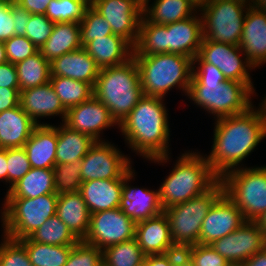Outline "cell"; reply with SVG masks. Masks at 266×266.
<instances>
[{"mask_svg": "<svg viewBox=\"0 0 266 266\" xmlns=\"http://www.w3.org/2000/svg\"><path fill=\"white\" fill-rule=\"evenodd\" d=\"M266 137V112L253 110L217 119L211 154L206 158L213 173L220 179L235 170ZM231 168V170H230ZM234 168V169H233Z\"/></svg>", "mask_w": 266, "mask_h": 266, "instance_id": "6da1fadb", "label": "cell"}, {"mask_svg": "<svg viewBox=\"0 0 266 266\" xmlns=\"http://www.w3.org/2000/svg\"><path fill=\"white\" fill-rule=\"evenodd\" d=\"M192 66V77L187 95L195 103L218 118L246 112L251 106L250 95L254 93L245 83L229 81L213 64L205 63L198 55Z\"/></svg>", "mask_w": 266, "mask_h": 266, "instance_id": "7a4b0ae2", "label": "cell"}, {"mask_svg": "<svg viewBox=\"0 0 266 266\" xmlns=\"http://www.w3.org/2000/svg\"><path fill=\"white\" fill-rule=\"evenodd\" d=\"M162 98L143 95L119 125L130 147L156 162L168 160L169 125Z\"/></svg>", "mask_w": 266, "mask_h": 266, "instance_id": "3957f363", "label": "cell"}, {"mask_svg": "<svg viewBox=\"0 0 266 266\" xmlns=\"http://www.w3.org/2000/svg\"><path fill=\"white\" fill-rule=\"evenodd\" d=\"M202 39V18L192 16L160 25L149 22L142 16L133 56L177 53L193 59L199 53Z\"/></svg>", "mask_w": 266, "mask_h": 266, "instance_id": "277c9868", "label": "cell"}, {"mask_svg": "<svg viewBox=\"0 0 266 266\" xmlns=\"http://www.w3.org/2000/svg\"><path fill=\"white\" fill-rule=\"evenodd\" d=\"M93 88L94 96L109 109L111 117L120 125L143 96L134 58L100 69Z\"/></svg>", "mask_w": 266, "mask_h": 266, "instance_id": "5b68a950", "label": "cell"}, {"mask_svg": "<svg viewBox=\"0 0 266 266\" xmlns=\"http://www.w3.org/2000/svg\"><path fill=\"white\" fill-rule=\"evenodd\" d=\"M218 180L205 157L183 154L158 190L163 210L203 194Z\"/></svg>", "mask_w": 266, "mask_h": 266, "instance_id": "8992f818", "label": "cell"}, {"mask_svg": "<svg viewBox=\"0 0 266 266\" xmlns=\"http://www.w3.org/2000/svg\"><path fill=\"white\" fill-rule=\"evenodd\" d=\"M133 58L139 70L143 95L163 98L176 85L188 93L192 77V58L177 53Z\"/></svg>", "mask_w": 266, "mask_h": 266, "instance_id": "52a82bcc", "label": "cell"}, {"mask_svg": "<svg viewBox=\"0 0 266 266\" xmlns=\"http://www.w3.org/2000/svg\"><path fill=\"white\" fill-rule=\"evenodd\" d=\"M223 193V185L218 180L203 194L164 210L169 221L173 243L179 250L183 251L186 247L200 244L202 222Z\"/></svg>", "mask_w": 266, "mask_h": 266, "instance_id": "ba28073f", "label": "cell"}, {"mask_svg": "<svg viewBox=\"0 0 266 266\" xmlns=\"http://www.w3.org/2000/svg\"><path fill=\"white\" fill-rule=\"evenodd\" d=\"M3 219L6 237L20 240L28 237L49 218L56 215L58 195L37 198H6Z\"/></svg>", "mask_w": 266, "mask_h": 266, "instance_id": "9c48e42d", "label": "cell"}, {"mask_svg": "<svg viewBox=\"0 0 266 266\" xmlns=\"http://www.w3.org/2000/svg\"><path fill=\"white\" fill-rule=\"evenodd\" d=\"M225 195L245 220L256 221L266 211V166L237 168L220 179Z\"/></svg>", "mask_w": 266, "mask_h": 266, "instance_id": "30bf717a", "label": "cell"}, {"mask_svg": "<svg viewBox=\"0 0 266 266\" xmlns=\"http://www.w3.org/2000/svg\"><path fill=\"white\" fill-rule=\"evenodd\" d=\"M247 0H209L203 7V38L226 44H240ZM246 2V3H245Z\"/></svg>", "mask_w": 266, "mask_h": 266, "instance_id": "8fae6325", "label": "cell"}, {"mask_svg": "<svg viewBox=\"0 0 266 266\" xmlns=\"http://www.w3.org/2000/svg\"><path fill=\"white\" fill-rule=\"evenodd\" d=\"M136 223L120 208L90 214V227L85 243L101 250L135 238Z\"/></svg>", "mask_w": 266, "mask_h": 266, "instance_id": "7c38bea8", "label": "cell"}, {"mask_svg": "<svg viewBox=\"0 0 266 266\" xmlns=\"http://www.w3.org/2000/svg\"><path fill=\"white\" fill-rule=\"evenodd\" d=\"M116 147L96 141L80 161L81 180H103L123 178L130 170V161Z\"/></svg>", "mask_w": 266, "mask_h": 266, "instance_id": "4fadbf2b", "label": "cell"}, {"mask_svg": "<svg viewBox=\"0 0 266 266\" xmlns=\"http://www.w3.org/2000/svg\"><path fill=\"white\" fill-rule=\"evenodd\" d=\"M210 246L230 264H243L266 246V235L256 221L246 220L238 229Z\"/></svg>", "mask_w": 266, "mask_h": 266, "instance_id": "5bb4252c", "label": "cell"}, {"mask_svg": "<svg viewBox=\"0 0 266 266\" xmlns=\"http://www.w3.org/2000/svg\"><path fill=\"white\" fill-rule=\"evenodd\" d=\"M91 6L110 24L112 33L126 39L133 47L139 37L143 8L136 0H92Z\"/></svg>", "mask_w": 266, "mask_h": 266, "instance_id": "9a60e30c", "label": "cell"}, {"mask_svg": "<svg viewBox=\"0 0 266 266\" xmlns=\"http://www.w3.org/2000/svg\"><path fill=\"white\" fill-rule=\"evenodd\" d=\"M240 50L239 45L208 41L203 38L198 56L205 63L216 66L227 80L243 82L253 91L251 78L246 67L254 68V66L248 61L242 62L239 56L242 52Z\"/></svg>", "mask_w": 266, "mask_h": 266, "instance_id": "2e32d148", "label": "cell"}, {"mask_svg": "<svg viewBox=\"0 0 266 266\" xmlns=\"http://www.w3.org/2000/svg\"><path fill=\"white\" fill-rule=\"evenodd\" d=\"M245 221L241 210L223 193L202 222L200 244H212L238 229Z\"/></svg>", "mask_w": 266, "mask_h": 266, "instance_id": "e0dca14e", "label": "cell"}, {"mask_svg": "<svg viewBox=\"0 0 266 266\" xmlns=\"http://www.w3.org/2000/svg\"><path fill=\"white\" fill-rule=\"evenodd\" d=\"M64 124L95 141H101L100 131L117 123L109 109L93 95L89 100L69 108Z\"/></svg>", "mask_w": 266, "mask_h": 266, "instance_id": "ac0fdd59", "label": "cell"}, {"mask_svg": "<svg viewBox=\"0 0 266 266\" xmlns=\"http://www.w3.org/2000/svg\"><path fill=\"white\" fill-rule=\"evenodd\" d=\"M239 47L246 53V61L257 67L266 63V11L249 4Z\"/></svg>", "mask_w": 266, "mask_h": 266, "instance_id": "d6986e66", "label": "cell"}, {"mask_svg": "<svg viewBox=\"0 0 266 266\" xmlns=\"http://www.w3.org/2000/svg\"><path fill=\"white\" fill-rule=\"evenodd\" d=\"M133 177L132 169L123 177V188L119 208L135 223L153 218L164 212L159 191L131 188L127 182Z\"/></svg>", "mask_w": 266, "mask_h": 266, "instance_id": "ffe728a7", "label": "cell"}, {"mask_svg": "<svg viewBox=\"0 0 266 266\" xmlns=\"http://www.w3.org/2000/svg\"><path fill=\"white\" fill-rule=\"evenodd\" d=\"M135 238L145 255L182 251L173 243L169 221L164 212L136 223Z\"/></svg>", "mask_w": 266, "mask_h": 266, "instance_id": "44dd1931", "label": "cell"}, {"mask_svg": "<svg viewBox=\"0 0 266 266\" xmlns=\"http://www.w3.org/2000/svg\"><path fill=\"white\" fill-rule=\"evenodd\" d=\"M100 68L95 60L81 47L65 53L50 62V76H61L83 81L95 86Z\"/></svg>", "mask_w": 266, "mask_h": 266, "instance_id": "7402d4cb", "label": "cell"}, {"mask_svg": "<svg viewBox=\"0 0 266 266\" xmlns=\"http://www.w3.org/2000/svg\"><path fill=\"white\" fill-rule=\"evenodd\" d=\"M20 105L37 125H39L37 117L60 114L65 121L67 114L50 81L44 85L20 91Z\"/></svg>", "mask_w": 266, "mask_h": 266, "instance_id": "603a6c76", "label": "cell"}, {"mask_svg": "<svg viewBox=\"0 0 266 266\" xmlns=\"http://www.w3.org/2000/svg\"><path fill=\"white\" fill-rule=\"evenodd\" d=\"M23 148L31 167L53 169L56 165L57 127L37 125Z\"/></svg>", "mask_w": 266, "mask_h": 266, "instance_id": "cb8c5ba5", "label": "cell"}, {"mask_svg": "<svg viewBox=\"0 0 266 266\" xmlns=\"http://www.w3.org/2000/svg\"><path fill=\"white\" fill-rule=\"evenodd\" d=\"M123 178L89 180L81 184L80 193L90 214L119 208Z\"/></svg>", "mask_w": 266, "mask_h": 266, "instance_id": "d4e9b609", "label": "cell"}, {"mask_svg": "<svg viewBox=\"0 0 266 266\" xmlns=\"http://www.w3.org/2000/svg\"><path fill=\"white\" fill-rule=\"evenodd\" d=\"M100 69L123 64L133 57L134 47L123 37L112 34L96 38L83 47Z\"/></svg>", "mask_w": 266, "mask_h": 266, "instance_id": "484cf974", "label": "cell"}, {"mask_svg": "<svg viewBox=\"0 0 266 266\" xmlns=\"http://www.w3.org/2000/svg\"><path fill=\"white\" fill-rule=\"evenodd\" d=\"M36 126L20 104L0 112V148L23 147Z\"/></svg>", "mask_w": 266, "mask_h": 266, "instance_id": "4316f807", "label": "cell"}, {"mask_svg": "<svg viewBox=\"0 0 266 266\" xmlns=\"http://www.w3.org/2000/svg\"><path fill=\"white\" fill-rule=\"evenodd\" d=\"M56 215L79 241L85 239L90 227V213L79 191L58 195Z\"/></svg>", "mask_w": 266, "mask_h": 266, "instance_id": "83f0119b", "label": "cell"}, {"mask_svg": "<svg viewBox=\"0 0 266 266\" xmlns=\"http://www.w3.org/2000/svg\"><path fill=\"white\" fill-rule=\"evenodd\" d=\"M80 23H54L53 31L47 41L39 49L41 55L49 62L65 53L82 47Z\"/></svg>", "mask_w": 266, "mask_h": 266, "instance_id": "f1b7e54d", "label": "cell"}, {"mask_svg": "<svg viewBox=\"0 0 266 266\" xmlns=\"http://www.w3.org/2000/svg\"><path fill=\"white\" fill-rule=\"evenodd\" d=\"M55 193L53 169L33 168L9 188L6 198H37Z\"/></svg>", "mask_w": 266, "mask_h": 266, "instance_id": "f546056e", "label": "cell"}, {"mask_svg": "<svg viewBox=\"0 0 266 266\" xmlns=\"http://www.w3.org/2000/svg\"><path fill=\"white\" fill-rule=\"evenodd\" d=\"M95 142L90 136L72 130L65 124L58 127L56 164L81 161Z\"/></svg>", "mask_w": 266, "mask_h": 266, "instance_id": "4dcf8cb0", "label": "cell"}, {"mask_svg": "<svg viewBox=\"0 0 266 266\" xmlns=\"http://www.w3.org/2000/svg\"><path fill=\"white\" fill-rule=\"evenodd\" d=\"M196 8L189 0H155L151 9L143 7L142 14L149 22L166 25L194 16Z\"/></svg>", "mask_w": 266, "mask_h": 266, "instance_id": "1f68e13d", "label": "cell"}, {"mask_svg": "<svg viewBox=\"0 0 266 266\" xmlns=\"http://www.w3.org/2000/svg\"><path fill=\"white\" fill-rule=\"evenodd\" d=\"M27 251L33 266H64L73 246L48 245L34 242L29 237L18 240Z\"/></svg>", "mask_w": 266, "mask_h": 266, "instance_id": "d6a6232c", "label": "cell"}, {"mask_svg": "<svg viewBox=\"0 0 266 266\" xmlns=\"http://www.w3.org/2000/svg\"><path fill=\"white\" fill-rule=\"evenodd\" d=\"M20 91L50 81V62L40 51L15 64Z\"/></svg>", "mask_w": 266, "mask_h": 266, "instance_id": "836d02e7", "label": "cell"}, {"mask_svg": "<svg viewBox=\"0 0 266 266\" xmlns=\"http://www.w3.org/2000/svg\"><path fill=\"white\" fill-rule=\"evenodd\" d=\"M50 83L66 110L89 100L94 95L93 86L83 81L50 76Z\"/></svg>", "mask_w": 266, "mask_h": 266, "instance_id": "e575fe53", "label": "cell"}, {"mask_svg": "<svg viewBox=\"0 0 266 266\" xmlns=\"http://www.w3.org/2000/svg\"><path fill=\"white\" fill-rule=\"evenodd\" d=\"M145 256L136 238L108 246L103 250L104 266H143Z\"/></svg>", "mask_w": 266, "mask_h": 266, "instance_id": "d590c367", "label": "cell"}, {"mask_svg": "<svg viewBox=\"0 0 266 266\" xmlns=\"http://www.w3.org/2000/svg\"><path fill=\"white\" fill-rule=\"evenodd\" d=\"M28 237L34 242L48 245L74 246L79 241L57 215L49 218Z\"/></svg>", "mask_w": 266, "mask_h": 266, "instance_id": "8d00e7d4", "label": "cell"}, {"mask_svg": "<svg viewBox=\"0 0 266 266\" xmlns=\"http://www.w3.org/2000/svg\"><path fill=\"white\" fill-rule=\"evenodd\" d=\"M87 7L81 0H51L45 16L54 23H80Z\"/></svg>", "mask_w": 266, "mask_h": 266, "instance_id": "74e56055", "label": "cell"}, {"mask_svg": "<svg viewBox=\"0 0 266 266\" xmlns=\"http://www.w3.org/2000/svg\"><path fill=\"white\" fill-rule=\"evenodd\" d=\"M53 171L56 195L80 191L82 184L80 161L56 164Z\"/></svg>", "mask_w": 266, "mask_h": 266, "instance_id": "f35d334b", "label": "cell"}, {"mask_svg": "<svg viewBox=\"0 0 266 266\" xmlns=\"http://www.w3.org/2000/svg\"><path fill=\"white\" fill-rule=\"evenodd\" d=\"M81 45L84 47L88 42L112 35V28L109 22L100 15L91 5L85 10L80 22Z\"/></svg>", "mask_w": 266, "mask_h": 266, "instance_id": "ab89813d", "label": "cell"}, {"mask_svg": "<svg viewBox=\"0 0 266 266\" xmlns=\"http://www.w3.org/2000/svg\"><path fill=\"white\" fill-rule=\"evenodd\" d=\"M64 266H104L103 250L80 240L73 246Z\"/></svg>", "mask_w": 266, "mask_h": 266, "instance_id": "60d3db41", "label": "cell"}, {"mask_svg": "<svg viewBox=\"0 0 266 266\" xmlns=\"http://www.w3.org/2000/svg\"><path fill=\"white\" fill-rule=\"evenodd\" d=\"M0 266H33L26 248L18 241L5 236L0 244Z\"/></svg>", "mask_w": 266, "mask_h": 266, "instance_id": "b9f144b4", "label": "cell"}, {"mask_svg": "<svg viewBox=\"0 0 266 266\" xmlns=\"http://www.w3.org/2000/svg\"><path fill=\"white\" fill-rule=\"evenodd\" d=\"M183 252L194 266H228L230 263L210 245L196 244L186 247Z\"/></svg>", "mask_w": 266, "mask_h": 266, "instance_id": "7bdbcfd3", "label": "cell"}, {"mask_svg": "<svg viewBox=\"0 0 266 266\" xmlns=\"http://www.w3.org/2000/svg\"><path fill=\"white\" fill-rule=\"evenodd\" d=\"M6 158L8 164V182H11V188L29 172L31 165L23 147L7 148Z\"/></svg>", "mask_w": 266, "mask_h": 266, "instance_id": "ee69618b", "label": "cell"}, {"mask_svg": "<svg viewBox=\"0 0 266 266\" xmlns=\"http://www.w3.org/2000/svg\"><path fill=\"white\" fill-rule=\"evenodd\" d=\"M25 36L38 48L50 37L54 22L50 21L45 14H32L29 24L26 26Z\"/></svg>", "mask_w": 266, "mask_h": 266, "instance_id": "f6af8a7d", "label": "cell"}, {"mask_svg": "<svg viewBox=\"0 0 266 266\" xmlns=\"http://www.w3.org/2000/svg\"><path fill=\"white\" fill-rule=\"evenodd\" d=\"M8 62L16 64L37 53L39 49L26 37L14 35L4 42Z\"/></svg>", "mask_w": 266, "mask_h": 266, "instance_id": "bcb514c9", "label": "cell"}, {"mask_svg": "<svg viewBox=\"0 0 266 266\" xmlns=\"http://www.w3.org/2000/svg\"><path fill=\"white\" fill-rule=\"evenodd\" d=\"M11 0H0V41L5 42L14 36Z\"/></svg>", "mask_w": 266, "mask_h": 266, "instance_id": "7dc6e473", "label": "cell"}, {"mask_svg": "<svg viewBox=\"0 0 266 266\" xmlns=\"http://www.w3.org/2000/svg\"><path fill=\"white\" fill-rule=\"evenodd\" d=\"M12 18L14 21V35L25 36L26 26L29 24L31 13L26 11L15 0H11Z\"/></svg>", "mask_w": 266, "mask_h": 266, "instance_id": "c3c4849f", "label": "cell"}, {"mask_svg": "<svg viewBox=\"0 0 266 266\" xmlns=\"http://www.w3.org/2000/svg\"><path fill=\"white\" fill-rule=\"evenodd\" d=\"M0 87L19 88L15 64L6 62L0 65Z\"/></svg>", "mask_w": 266, "mask_h": 266, "instance_id": "681fc988", "label": "cell"}, {"mask_svg": "<svg viewBox=\"0 0 266 266\" xmlns=\"http://www.w3.org/2000/svg\"><path fill=\"white\" fill-rule=\"evenodd\" d=\"M20 104V89L0 87V112Z\"/></svg>", "mask_w": 266, "mask_h": 266, "instance_id": "f907efd6", "label": "cell"}, {"mask_svg": "<svg viewBox=\"0 0 266 266\" xmlns=\"http://www.w3.org/2000/svg\"><path fill=\"white\" fill-rule=\"evenodd\" d=\"M183 251H172L166 254L146 255L143 266H170Z\"/></svg>", "mask_w": 266, "mask_h": 266, "instance_id": "816d5d0a", "label": "cell"}, {"mask_svg": "<svg viewBox=\"0 0 266 266\" xmlns=\"http://www.w3.org/2000/svg\"><path fill=\"white\" fill-rule=\"evenodd\" d=\"M31 14H45L51 0H15Z\"/></svg>", "mask_w": 266, "mask_h": 266, "instance_id": "f5cc1de1", "label": "cell"}, {"mask_svg": "<svg viewBox=\"0 0 266 266\" xmlns=\"http://www.w3.org/2000/svg\"><path fill=\"white\" fill-rule=\"evenodd\" d=\"M243 266H266V246L246 260Z\"/></svg>", "mask_w": 266, "mask_h": 266, "instance_id": "db71d44e", "label": "cell"}, {"mask_svg": "<svg viewBox=\"0 0 266 266\" xmlns=\"http://www.w3.org/2000/svg\"><path fill=\"white\" fill-rule=\"evenodd\" d=\"M5 178L8 181V164L6 158V149L0 148V179Z\"/></svg>", "mask_w": 266, "mask_h": 266, "instance_id": "11a10c76", "label": "cell"}, {"mask_svg": "<svg viewBox=\"0 0 266 266\" xmlns=\"http://www.w3.org/2000/svg\"><path fill=\"white\" fill-rule=\"evenodd\" d=\"M170 266H194L189 257L182 252L172 263Z\"/></svg>", "mask_w": 266, "mask_h": 266, "instance_id": "9f6ffc18", "label": "cell"}, {"mask_svg": "<svg viewBox=\"0 0 266 266\" xmlns=\"http://www.w3.org/2000/svg\"><path fill=\"white\" fill-rule=\"evenodd\" d=\"M256 223L266 235V211L256 220Z\"/></svg>", "mask_w": 266, "mask_h": 266, "instance_id": "6f0895ef", "label": "cell"}, {"mask_svg": "<svg viewBox=\"0 0 266 266\" xmlns=\"http://www.w3.org/2000/svg\"><path fill=\"white\" fill-rule=\"evenodd\" d=\"M8 62L4 42L0 41V65Z\"/></svg>", "mask_w": 266, "mask_h": 266, "instance_id": "680465c9", "label": "cell"}, {"mask_svg": "<svg viewBox=\"0 0 266 266\" xmlns=\"http://www.w3.org/2000/svg\"><path fill=\"white\" fill-rule=\"evenodd\" d=\"M198 9L203 7L209 0H189Z\"/></svg>", "mask_w": 266, "mask_h": 266, "instance_id": "91938a15", "label": "cell"}, {"mask_svg": "<svg viewBox=\"0 0 266 266\" xmlns=\"http://www.w3.org/2000/svg\"><path fill=\"white\" fill-rule=\"evenodd\" d=\"M136 1L141 5L142 8L144 6H147L149 2V0H136Z\"/></svg>", "mask_w": 266, "mask_h": 266, "instance_id": "94428289", "label": "cell"}, {"mask_svg": "<svg viewBox=\"0 0 266 266\" xmlns=\"http://www.w3.org/2000/svg\"><path fill=\"white\" fill-rule=\"evenodd\" d=\"M83 1L87 6H90L92 4V0H81Z\"/></svg>", "mask_w": 266, "mask_h": 266, "instance_id": "6125c7cd", "label": "cell"}, {"mask_svg": "<svg viewBox=\"0 0 266 266\" xmlns=\"http://www.w3.org/2000/svg\"><path fill=\"white\" fill-rule=\"evenodd\" d=\"M262 109L266 112V98L264 99L263 103L261 104Z\"/></svg>", "mask_w": 266, "mask_h": 266, "instance_id": "be15d7a7", "label": "cell"}, {"mask_svg": "<svg viewBox=\"0 0 266 266\" xmlns=\"http://www.w3.org/2000/svg\"><path fill=\"white\" fill-rule=\"evenodd\" d=\"M228 266H243V264H229Z\"/></svg>", "mask_w": 266, "mask_h": 266, "instance_id": "e7e4bbea", "label": "cell"}]
</instances>
